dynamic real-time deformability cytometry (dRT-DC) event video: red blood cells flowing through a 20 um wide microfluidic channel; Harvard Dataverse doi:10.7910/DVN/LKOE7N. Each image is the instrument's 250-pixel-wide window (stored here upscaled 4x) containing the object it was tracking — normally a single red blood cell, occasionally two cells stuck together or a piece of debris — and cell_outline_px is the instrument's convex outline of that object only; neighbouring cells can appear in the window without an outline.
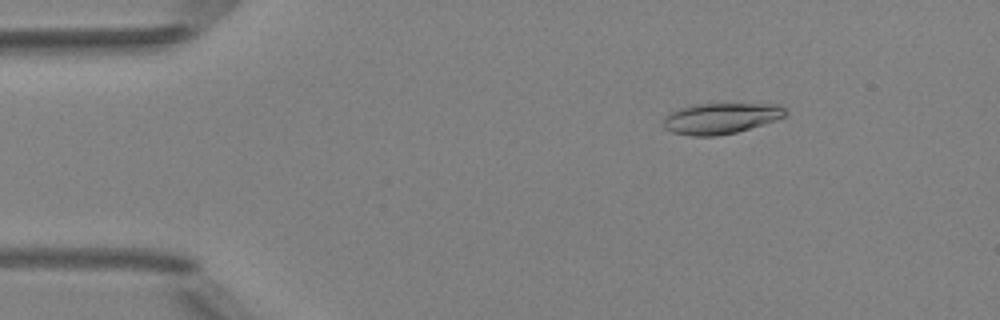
{"species": "Egyptian fruit bat (a non-hibernating species)", "species_latin": "Rousettus aegyptiacus", "temperature_condition": "room temperature", "stored_images_in_passage": 4, "camera_frame_rate_fps": 3000, "um_per_image_px": 0.085, "animal": {"sex": "female"}, "frame": {"image": 1, "passage_image": 3, "time_ms": 2.333, "image_size_px": [1000, 320], "cell_outline_px": [[788, 116], [764, 124], [736, 132], [716, 136], [692, 136], [672, 132], [664, 128], [664, 116], [680, 108], [692, 104], [780, 104], [788, 112]], "centroid_in_image_um": [61.3, 10.06], "position_along_channel_um": 23.7, "area_um2": 22.02}}